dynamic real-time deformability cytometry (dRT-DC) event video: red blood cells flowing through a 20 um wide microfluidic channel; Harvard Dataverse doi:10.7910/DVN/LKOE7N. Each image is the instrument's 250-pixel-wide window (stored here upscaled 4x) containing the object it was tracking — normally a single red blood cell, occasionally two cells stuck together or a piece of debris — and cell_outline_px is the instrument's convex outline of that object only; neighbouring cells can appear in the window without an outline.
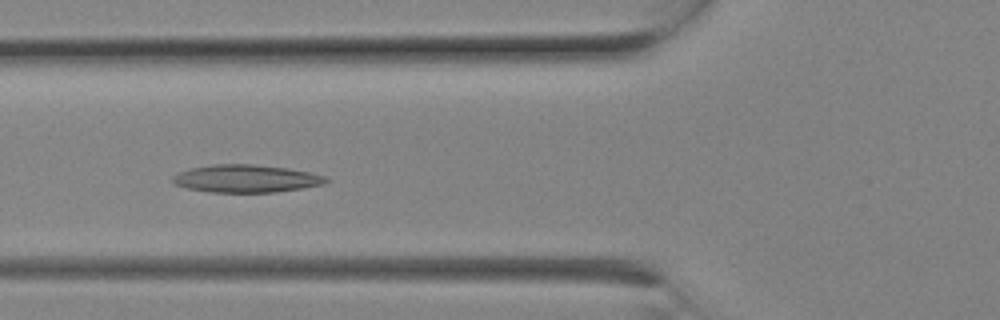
{"species": "Egyptian fruit bat (a non-hibernating species)", "species_latin": "Rousettus aegyptiacus", "temperature_condition": "room temperature", "stored_images_in_passage": 9, "camera_frame_rate_fps": 3000, "um_per_image_px": 0.085, "animal": {"sex": "female"}, "frame": {"image": 1, "passage_image": 8, "time_ms": 2.333, "image_size_px": [1000, 320], "cell_outline_px": [[332, 180], [324, 184], [304, 188], [276, 192], [208, 192], [188, 188], [172, 184], [172, 176], [180, 172], [192, 168], [212, 164], [252, 164], [288, 168], [308, 172], [324, 176]], "centroid_in_image_um": [20.93, 15.18], "position_along_channel_um": 104.9, "area_um2": 24.8}}
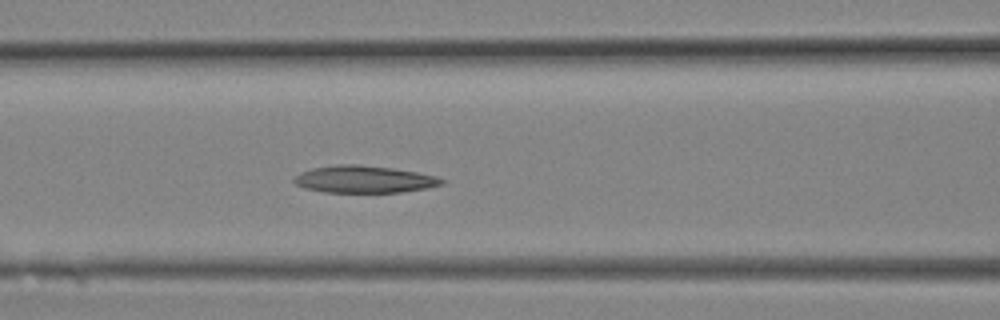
{"frame": {"image": 2, "passage_image": 9, "time_ms": 2.667, "image_size_px": [1000, 320], "cell_outline_px": [[448, 180], [444, 184], [428, 188], [400, 192], [324, 192], [304, 188], [296, 184], [292, 180], [292, 176], [300, 172], [312, 168], [336, 164], [360, 164], [392, 168], [416, 172], [436, 176]], "centroid_in_image_um": [30.94, 15.23], "position_along_channel_um": 135.7, "area_um2": 23.64}}